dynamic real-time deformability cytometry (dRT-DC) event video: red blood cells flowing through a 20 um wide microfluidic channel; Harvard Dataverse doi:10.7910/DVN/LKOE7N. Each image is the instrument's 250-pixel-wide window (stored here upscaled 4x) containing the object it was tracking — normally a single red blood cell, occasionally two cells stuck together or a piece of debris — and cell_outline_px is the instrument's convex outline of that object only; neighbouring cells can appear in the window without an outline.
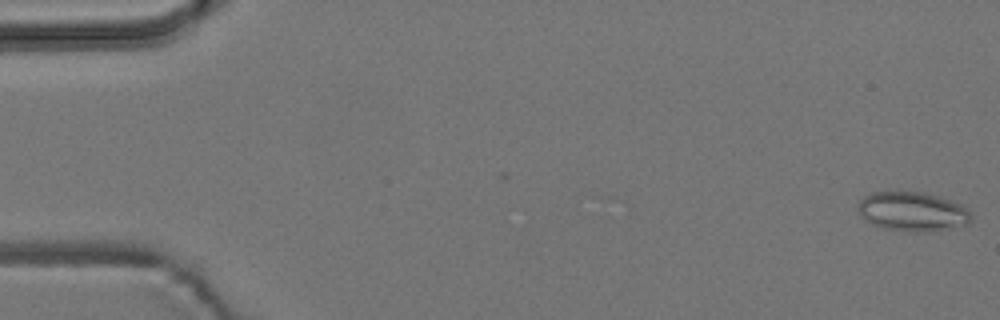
{"species": "common noctule bat (a hibernating species)", "species_latin": "Nyctalus noctula", "temperature_condition": "room temperature", "stored_images_in_passage": 5, "camera_frame_rate_fps": 3000, "um_per_image_px": 0.085, "animal": {"sex": "male", "body_mass_g": 19.2, "forearm_length_mm": 51.8}, "frame": {"image": 1, "passage_image": 1, "time_ms": 0.0, "image_size_px": [1000, 320], "cell_outline_px": [[972, 220], [968, 224], [924, 232], [908, 232], [884, 228], [872, 224], [864, 220], [860, 216], [860, 200], [864, 196], [872, 192], [924, 192], [940, 196], [960, 204], [972, 216]], "centroid_in_image_um": [77.55, 17.98], "position_along_channel_um": 7.5, "area_um2": 25.72}}